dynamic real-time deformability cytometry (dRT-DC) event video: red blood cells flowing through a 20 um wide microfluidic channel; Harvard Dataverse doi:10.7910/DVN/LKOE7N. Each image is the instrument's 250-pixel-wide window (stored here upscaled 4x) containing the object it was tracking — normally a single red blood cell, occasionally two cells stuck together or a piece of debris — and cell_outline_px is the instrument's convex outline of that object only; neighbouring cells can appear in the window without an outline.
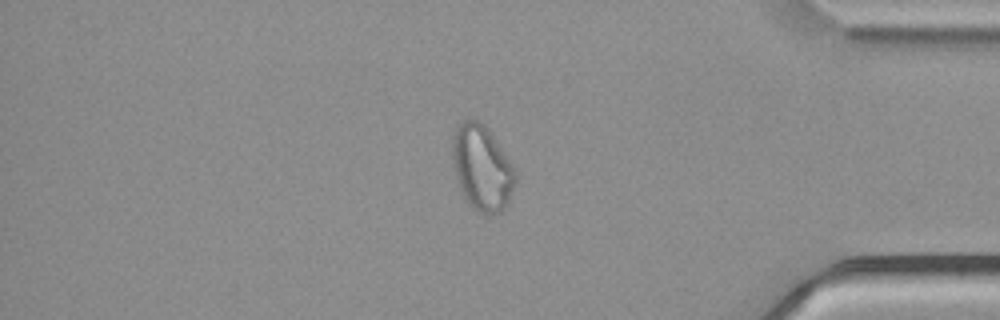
{"species": "common noctule bat (a hibernating species)", "species_latin": "Nyctalus noctula", "temperature_condition": "cold", "stored_images_in_passage": 55, "camera_frame_rate_fps": 3000, "um_per_image_px": 0.085, "animal": {"sex": "male", "body_mass_g": 21.5, "forearm_length_mm": 52.0}, "frame": {"image": 1, "passage_image": 47, "time_ms": 15.333, "image_size_px": [1000, 320], "cell_outline_px": [[516, 184], [504, 208], [500, 212], [492, 216], [480, 212], [472, 208], [464, 196], [460, 188], [456, 176], [452, 156], [452, 136], [456, 128], [464, 120], [476, 120], [484, 124], [488, 128], [516, 168]], "centroid_in_image_um": [40.99, 14.27], "position_along_channel_um": 394.2, "area_um2": 31.39}}